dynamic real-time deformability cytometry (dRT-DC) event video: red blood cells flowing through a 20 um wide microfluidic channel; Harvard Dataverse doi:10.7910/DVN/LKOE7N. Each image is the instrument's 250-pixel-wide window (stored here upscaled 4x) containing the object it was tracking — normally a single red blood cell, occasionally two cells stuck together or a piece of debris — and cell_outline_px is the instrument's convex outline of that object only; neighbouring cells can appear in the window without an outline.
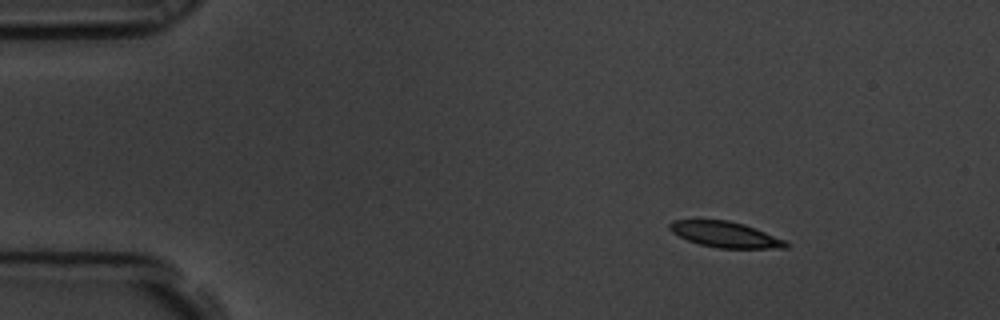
{"species": "common noctule bat (a hibernating species)", "species_latin": "Nyctalus noctula", "temperature_condition": "room temperature", "stored_images_in_passage": 5, "camera_frame_rate_fps": 3000, "um_per_image_px": 0.085, "animal": {"sex": "male", "body_mass_g": 19.5, "forearm_length_mm": 54.6}, "frame": {"image": 1, "passage_image": 1, "time_ms": 0.0, "image_size_px": [1000, 320], "cell_outline_px": [[792, 244], [788, 248], [716, 248], [700, 244], [688, 240], [672, 232], [668, 228], [668, 224], [672, 220], [728, 220], [744, 224], [756, 228], [784, 240]], "centroid_in_image_um": [61.67, 19.93], "position_along_channel_um": 23.3, "area_um2": 17.46}}
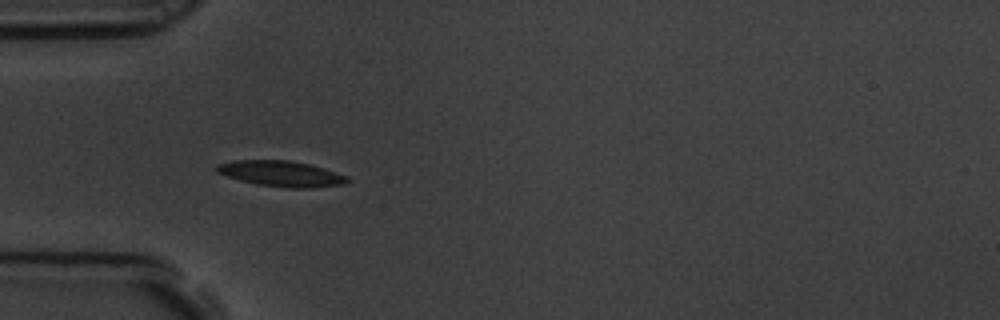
{"frame": {"image": 2, "passage_image": 4, "time_ms": 1.0, "image_size_px": [1000, 320], "cell_outline_px": [[348, 180], [344, 184], [312, 188], [288, 188], [256, 184], [240, 180], [216, 172], [216, 164], [232, 160], [288, 160], [308, 164], [348, 176]], "centroid_in_image_um": [23.86, 14.76], "position_along_channel_um": 61.1, "area_um2": 19.42}}
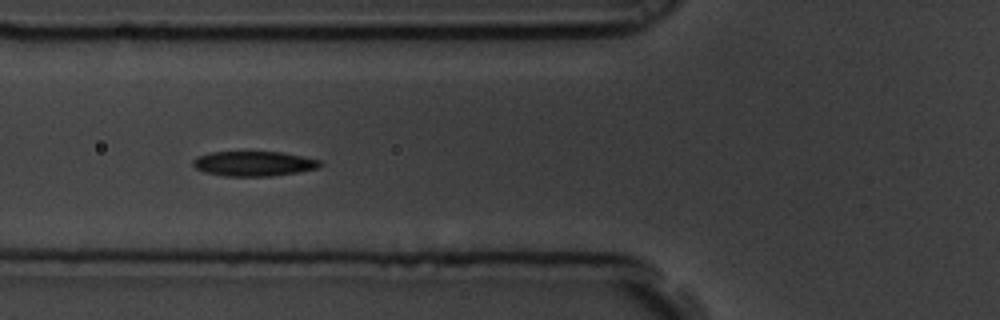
{"frame": {"image": 3, "passage_image": 5, "time_ms": 1.333, "image_size_px": [1000, 320], "cell_outline_px": [[324, 164], [320, 168], [272, 176], [224, 176], [204, 172], [196, 168], [192, 164], [192, 160], [196, 156], [208, 152], [280, 152], [320, 160]], "centroid_in_image_um": [21.55, 13.91], "position_along_channel_um": 104.3, "area_um2": 18.5}}